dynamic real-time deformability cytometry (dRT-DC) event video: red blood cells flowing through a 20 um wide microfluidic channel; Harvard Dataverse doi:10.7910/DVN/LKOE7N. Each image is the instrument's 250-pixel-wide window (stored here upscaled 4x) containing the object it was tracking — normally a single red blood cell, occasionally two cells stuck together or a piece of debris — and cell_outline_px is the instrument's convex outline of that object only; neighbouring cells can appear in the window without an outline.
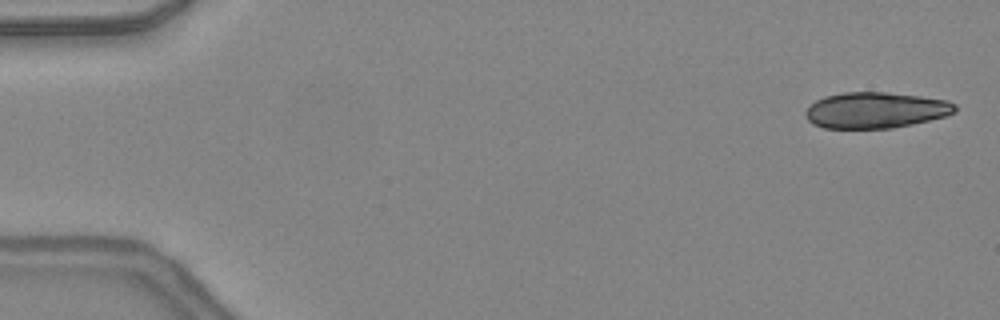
{"species": "common noctule bat (a hibernating species)", "species_latin": "Nyctalus noctula", "temperature_condition": "warm", "stored_images_in_passage": 10, "camera_frame_rate_fps": 3000, "um_per_image_px": 0.085, "animal": {"sex": "female", "body_mass_g": 24.6, "forearm_length_mm": 56.2}, "frame": {"image": 1, "passage_image": 2, "time_ms": 0.333, "image_size_px": [1000, 320], "cell_outline_px": [[956, 112], [944, 116], [912, 124], [892, 128], [824, 128], [812, 124], [804, 116], [804, 112], [816, 100], [824, 96], [844, 92], [884, 92], [920, 96], [948, 100], [956, 104]], "centroid_in_image_um": [74.41, 9.36], "position_along_channel_um": 10.6, "area_um2": 31.39}}